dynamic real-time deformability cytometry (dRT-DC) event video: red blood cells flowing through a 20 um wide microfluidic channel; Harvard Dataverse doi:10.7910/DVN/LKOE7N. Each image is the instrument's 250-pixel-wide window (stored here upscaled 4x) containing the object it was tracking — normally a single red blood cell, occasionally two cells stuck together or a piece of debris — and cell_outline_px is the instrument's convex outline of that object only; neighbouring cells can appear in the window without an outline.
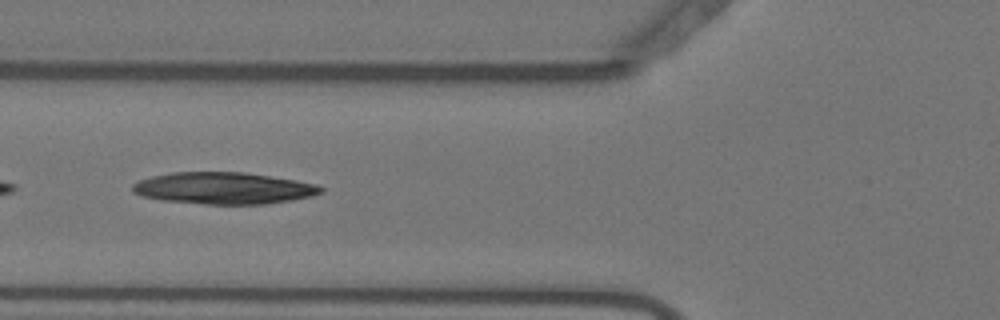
{"species": "Egyptian fruit bat (a non-hibernating species)", "species_latin": "Rousettus aegyptiacus", "temperature_condition": "warm", "stored_images_in_passage": 39, "camera_frame_rate_fps": 3000, "um_per_image_px": 0.085, "animal": {"sex": "female"}, "frame": {"image": 1, "passage_image": 5, "time_ms": 1.333, "image_size_px": [1000, 320], "cell_outline_px": [[324, 192], [312, 196], [292, 200], [264, 204], [204, 204], [160, 200], [140, 196], [132, 192], [132, 184], [140, 180], [152, 176], [172, 172], [244, 172], [296, 180], [316, 184], [324, 188]], "centroid_in_image_um": [19.0, 16.0], "position_along_channel_um": 106.8, "area_um2": 35.03}}
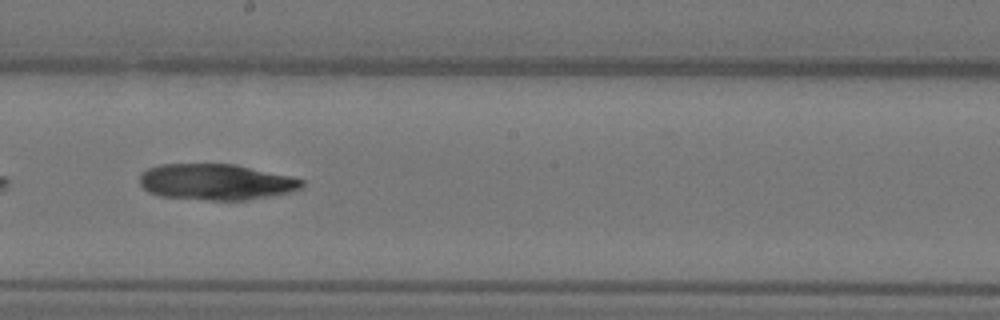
{"frame": {"image": 2, "passage_image": 15, "time_ms": 4.667, "image_size_px": [1000, 320], "cell_outline_px": [[304, 188], [296, 192], [248, 200], [208, 200], [160, 196], [148, 192], [140, 184], [140, 172], [148, 168], [160, 164], [236, 164], [288, 176], [304, 180]], "centroid_in_image_um": [18.39, 15.47], "position_along_channel_um": 229.8, "area_um2": 34.39}}
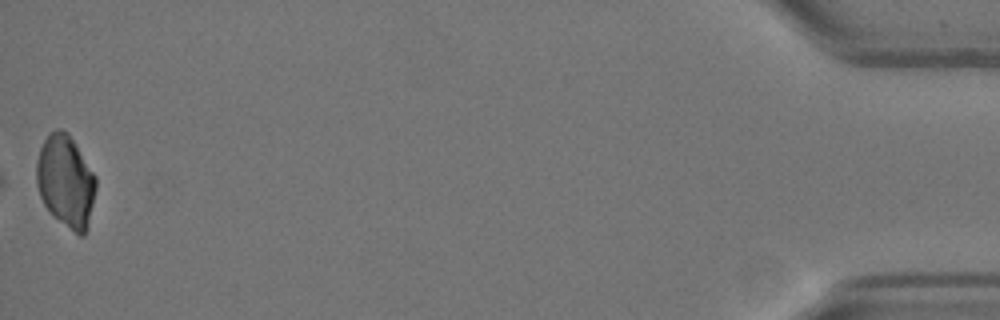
{"frame": {"image": 3, "passage_image": 39, "time_ms": 12.667, "image_size_px": [1000, 320], "cell_outline_px": [[96, 188], [88, 228], [84, 236], [80, 236], [52, 216], [44, 204], [40, 196], [36, 184], [36, 164], [40, 148], [44, 140], [56, 128], [60, 128], [68, 132], [96, 176]], "centroid_in_image_um": [5.59, 15.42], "position_along_channel_um": 429.6, "area_um2": 32.02}}